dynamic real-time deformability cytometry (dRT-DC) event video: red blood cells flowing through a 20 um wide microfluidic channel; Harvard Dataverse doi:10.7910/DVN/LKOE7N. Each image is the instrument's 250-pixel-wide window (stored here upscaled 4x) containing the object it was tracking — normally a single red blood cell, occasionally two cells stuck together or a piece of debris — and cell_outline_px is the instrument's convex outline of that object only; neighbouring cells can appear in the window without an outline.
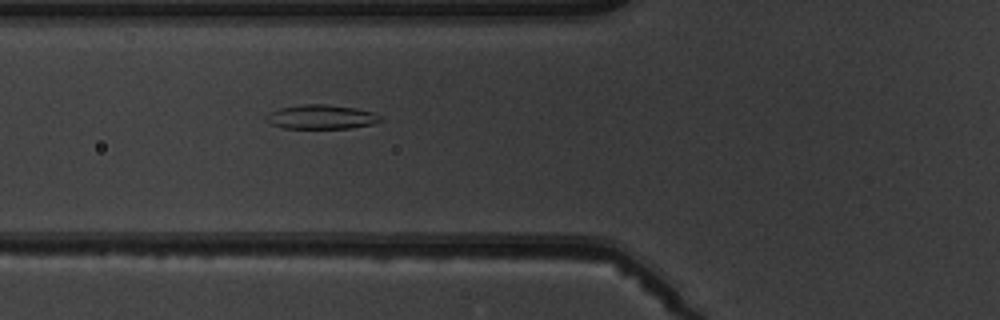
{"species": "common noctule bat (a hibernating species)", "species_latin": "Nyctalus noctula", "temperature_condition": "warm", "stored_images_in_passage": 2, "camera_frame_rate_fps": 3000, "um_per_image_px": 0.085, "animal": {"sex": "male", "body_mass_g": 19.5, "forearm_length_mm": 54.6}, "frame": {"image": 1, "passage_image": 2, "time_ms": 1.0, "image_size_px": [1000, 320], "cell_outline_px": [[380, 120], [372, 124], [348, 128], [284, 128], [272, 124], [264, 116], [268, 112], [280, 108], [304, 104], [324, 104], [356, 108], [372, 112], [380, 116]], "centroid_in_image_um": [27.27, 9.93], "position_along_channel_um": 98.5, "area_um2": 15.9}}